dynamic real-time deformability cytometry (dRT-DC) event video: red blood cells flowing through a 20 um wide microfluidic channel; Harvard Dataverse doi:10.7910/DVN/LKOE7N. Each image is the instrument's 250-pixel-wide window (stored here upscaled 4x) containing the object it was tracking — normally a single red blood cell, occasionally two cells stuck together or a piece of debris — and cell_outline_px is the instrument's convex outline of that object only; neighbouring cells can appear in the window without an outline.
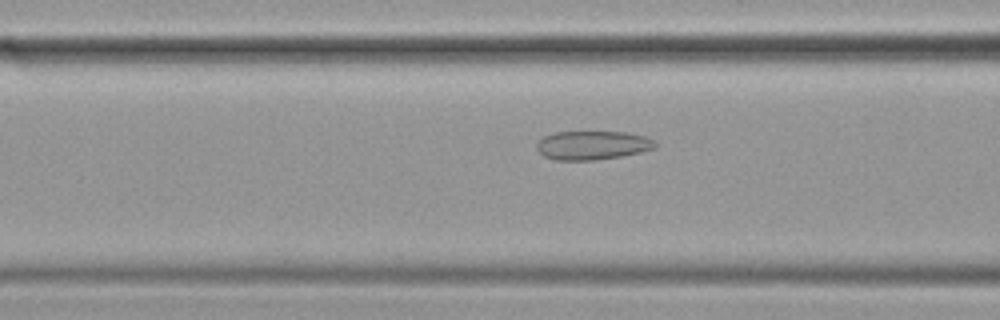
{"species": "common noctule bat (a hibernating species)", "species_latin": "Nyctalus noctula", "temperature_condition": "cold", "stored_images_in_passage": 37, "camera_frame_rate_fps": 3000, "um_per_image_px": 0.085, "animal": {"sex": "female", "body_mass_g": 19.9}, "frame": {"image": 1, "passage_image": 10, "time_ms": 3.0, "image_size_px": [1000, 320], "cell_outline_px": [[656, 148], [640, 152], [620, 156], [596, 160], [556, 160], [544, 156], [536, 148], [536, 144], [544, 136], [556, 132], [628, 132], [644, 136], [656, 140]], "centroid_in_image_um": [50.38, 12.34], "position_along_channel_um": 116.2, "area_um2": 19.88}}
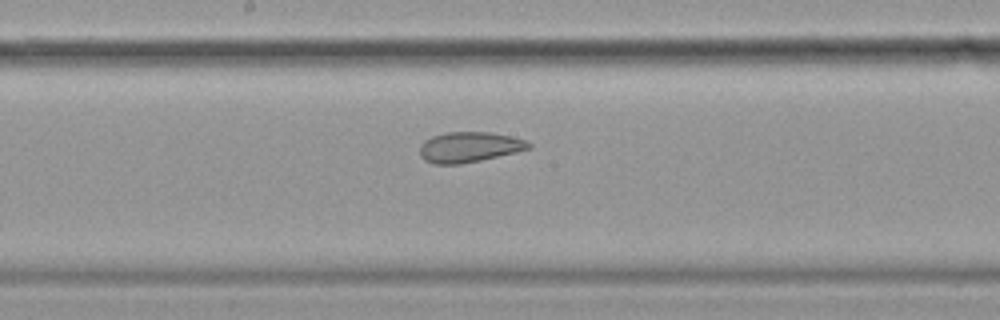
{"frame": {"image": 2, "passage_image": 18, "time_ms": 5.667, "image_size_px": [1000, 320], "cell_outline_px": [[532, 148], [516, 152], [480, 160], [460, 164], [432, 164], [424, 160], [420, 156], [420, 144], [424, 140], [432, 136], [448, 132], [488, 132], [528, 140], [532, 144]], "centroid_in_image_um": [39.87, 12.5], "position_along_channel_um": 208.3, "area_um2": 19.31}}
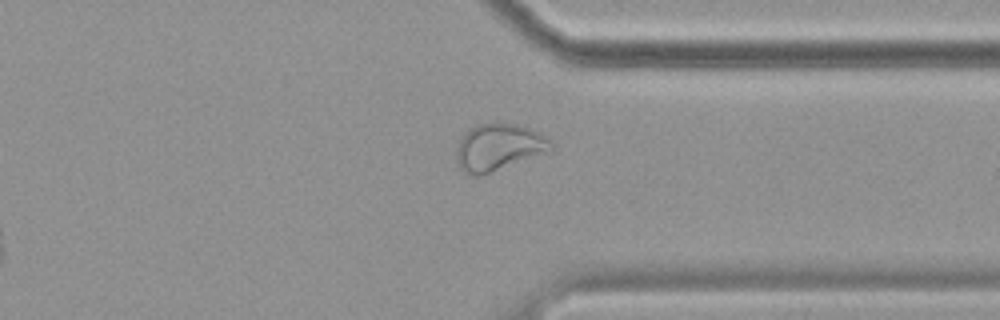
{"frame": {"image": 3, "passage_image": 32, "time_ms": 10.333, "image_size_px": [1000, 320], "cell_outline_px": [[552, 152], [480, 176], [476, 176], [464, 172], [460, 168], [456, 156], [456, 148], [460, 140], [476, 124], [516, 124], [540, 132], [552, 144]], "centroid_in_image_um": [42.42, 12.55], "position_along_channel_um": 369.0, "area_um2": 25.66}, "authors_computed_cell_mechanics": {"area_um2": 20.3456, "velocity_mm_per_s": 3.4525, "shape_relaxation_time_tau1_ms": null, "shape_relaxation_time_tau2_ms": 1.6068, "deformation_change_tau1": null, "deformation_change_tau2": 0.0655}}